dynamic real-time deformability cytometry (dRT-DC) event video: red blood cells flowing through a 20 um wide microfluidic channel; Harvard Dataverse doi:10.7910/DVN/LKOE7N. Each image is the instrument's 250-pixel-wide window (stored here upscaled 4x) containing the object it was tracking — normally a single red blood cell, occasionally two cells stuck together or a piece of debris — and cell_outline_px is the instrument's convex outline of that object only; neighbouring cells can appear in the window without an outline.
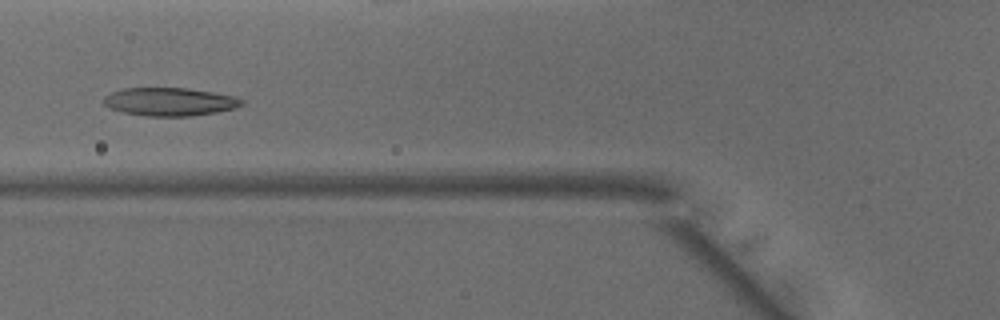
{"species": "common noctule bat (a hibernating species)", "species_latin": "Nyctalus noctula", "temperature_condition": "warm", "stored_images_in_passage": 38, "camera_frame_rate_fps": 3000, "um_per_image_px": 0.085, "animal": {"sex": "male", "body_mass_g": 15.6}, "frame": {"image": 1, "passage_image": 7, "time_ms": 2.0, "image_size_px": [1000, 320], "cell_outline_px": [[244, 104], [236, 108], [216, 112], [188, 116], [144, 116], [124, 112], [108, 108], [104, 104], [104, 96], [112, 92], [124, 88], [184, 88], [212, 92], [232, 96], [244, 100]], "centroid_in_image_um": [14.41, 8.65], "position_along_channel_um": 111.4, "area_um2": 22.54}}
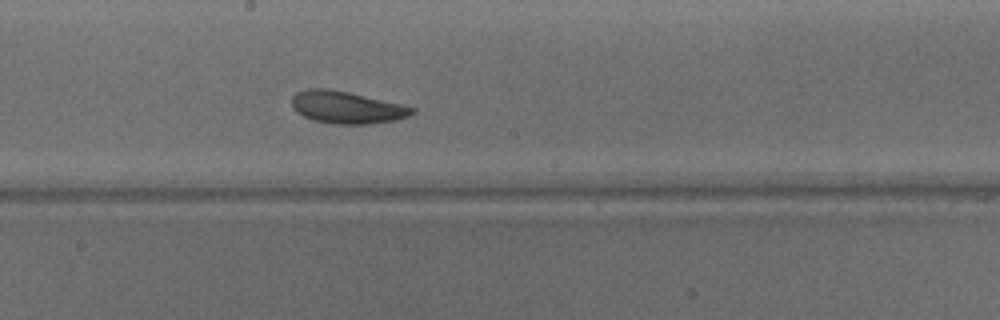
{"frame": {"image": 2, "passage_image": 15, "time_ms": 4.667, "image_size_px": [1000, 320], "cell_outline_px": [[416, 112], [408, 116], [396, 120], [368, 124], [336, 124], [312, 120], [296, 112], [292, 108], [292, 96], [296, 92], [308, 88], [328, 88], [348, 92], [400, 104], [416, 108]], "centroid_in_image_um": [29.44, 9.13], "position_along_channel_um": 218.8, "area_um2": 22.6}}
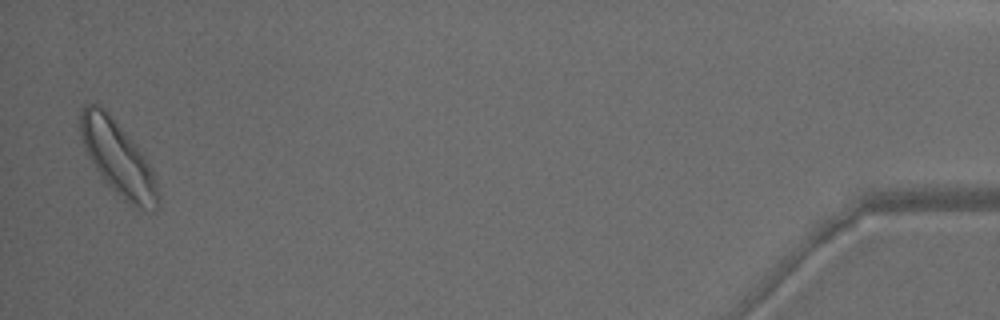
{"frame": {"image": 3, "passage_image": 37, "time_ms": 12.0, "image_size_px": [1000, 320], "cell_outline_px": [[160, 200], [156, 208], [152, 212], [136, 208], [124, 200], [104, 180], [88, 156], [80, 132], [80, 104], [96, 104], [104, 108], [136, 144], [148, 160], [152, 168], [156, 180], [160, 196]], "centroid_in_image_um": [10.06, 13.46], "position_along_channel_um": 425.1, "area_um2": 33.47}, "authors_computed_cell_mechanics": {"area_um2": 23.1489, "velocity_mm_per_s": 4.0214, "shape_relaxation_time_tau1_ms": 5.25, "shape_relaxation_time_tau2_ms": 3.1948, "deformation_change_tau1": 0.177, "deformation_change_tau2": 0.0962}}